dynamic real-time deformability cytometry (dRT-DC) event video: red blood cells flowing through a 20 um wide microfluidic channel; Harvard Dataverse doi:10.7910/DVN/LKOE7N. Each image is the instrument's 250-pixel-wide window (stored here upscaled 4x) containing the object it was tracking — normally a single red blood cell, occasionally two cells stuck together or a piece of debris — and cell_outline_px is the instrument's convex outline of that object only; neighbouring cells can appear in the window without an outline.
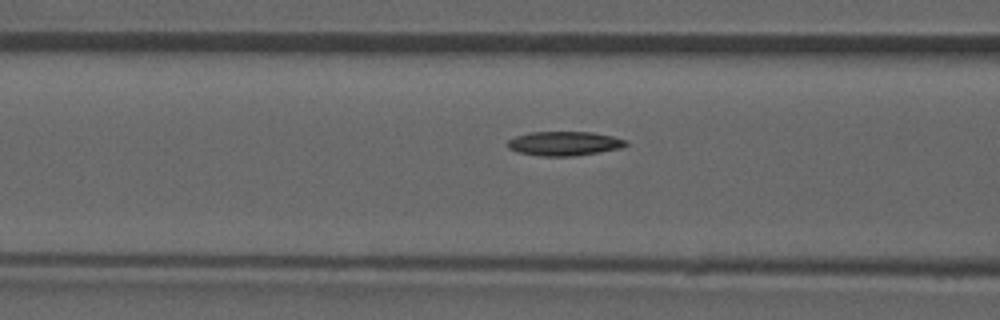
{"species": "common noctule bat (a hibernating species)", "species_latin": "Nyctalus noctula", "temperature_condition": "room temperature", "stored_images_in_passage": 39, "camera_frame_rate_fps": 3000, "um_per_image_px": 0.085, "animal": {"sex": "male", "forearm_length_mm": 52.5}, "frame": {"image": 1, "passage_image": 17, "time_ms": 5.333, "image_size_px": [1000, 320], "cell_outline_px": [[628, 144], [620, 148], [600, 152], [572, 156], [540, 156], [516, 152], [508, 148], [508, 140], [516, 136], [528, 132], [592, 132], [612, 136], [628, 140]], "centroid_in_image_um": [47.96, 12.2], "position_along_channel_um": 118.6, "area_um2": 16.76}}